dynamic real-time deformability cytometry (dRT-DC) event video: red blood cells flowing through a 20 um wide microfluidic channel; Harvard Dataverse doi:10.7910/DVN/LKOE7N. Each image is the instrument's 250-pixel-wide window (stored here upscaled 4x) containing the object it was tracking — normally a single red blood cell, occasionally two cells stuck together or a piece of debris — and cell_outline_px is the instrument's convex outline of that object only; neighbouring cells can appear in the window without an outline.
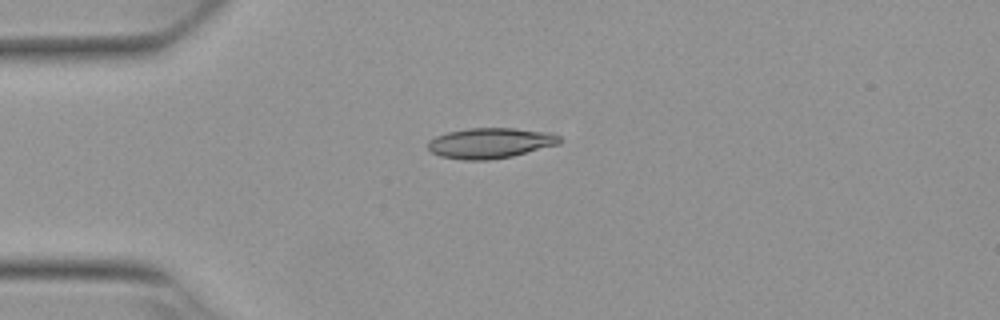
{"species": "Egyptian fruit bat (a non-hibernating species)", "species_latin": "Rousettus aegyptiacus", "temperature_condition": "warm", "stored_images_in_passage": 6, "camera_frame_rate_fps": 3000, "um_per_image_px": 0.085, "animal": {"sex": "female"}, "frame": {"image": 1, "passage_image": 1, "time_ms": 0.0, "image_size_px": [1000, 320], "cell_outline_px": [[560, 144], [512, 156], [488, 160], [464, 160], [440, 156], [432, 152], [428, 148], [428, 140], [436, 136], [448, 132], [468, 128], [512, 128], [548, 132], [560, 136]], "centroid_in_image_um": [41.66, 12.16], "position_along_channel_um": 43.3, "area_um2": 23.29}}